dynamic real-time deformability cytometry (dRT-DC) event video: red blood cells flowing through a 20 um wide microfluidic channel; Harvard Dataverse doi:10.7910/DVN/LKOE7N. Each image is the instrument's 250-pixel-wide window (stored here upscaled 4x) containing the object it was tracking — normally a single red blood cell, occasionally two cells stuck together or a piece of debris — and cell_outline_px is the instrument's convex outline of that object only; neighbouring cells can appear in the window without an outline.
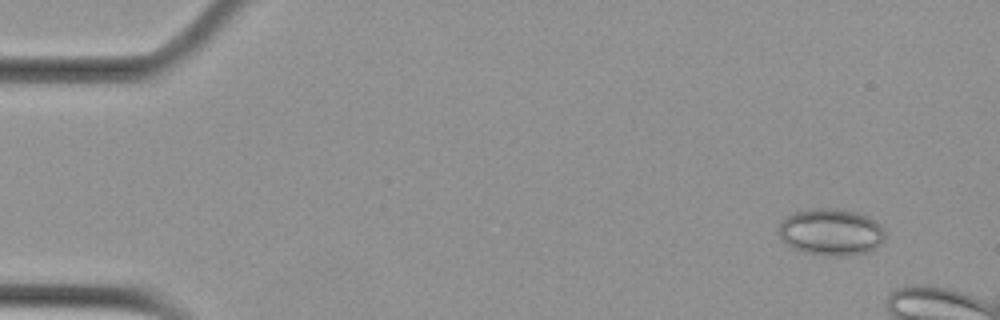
{"species": "Egyptian fruit bat (a non-hibernating species)", "species_latin": "Rousettus aegyptiacus", "temperature_condition": "cold", "stored_images_in_passage": 3, "camera_frame_rate_fps": 3000, "um_per_image_px": 0.085, "animal": {"sex": "female"}, "frame": {"image": 1, "passage_image": 1, "time_ms": 0.0, "image_size_px": [1000, 320], "cell_outline_px": [[884, 240], [876, 248], [868, 252], [840, 256], [836, 256], [804, 252], [792, 248], [780, 240], [776, 232], [780, 224], [788, 216], [796, 212], [816, 208], [840, 208], [856, 212], [868, 216], [876, 220], [884, 228]], "centroid_in_image_um": [70.64, 19.72], "position_along_channel_um": 14.4, "area_um2": 29.25}}